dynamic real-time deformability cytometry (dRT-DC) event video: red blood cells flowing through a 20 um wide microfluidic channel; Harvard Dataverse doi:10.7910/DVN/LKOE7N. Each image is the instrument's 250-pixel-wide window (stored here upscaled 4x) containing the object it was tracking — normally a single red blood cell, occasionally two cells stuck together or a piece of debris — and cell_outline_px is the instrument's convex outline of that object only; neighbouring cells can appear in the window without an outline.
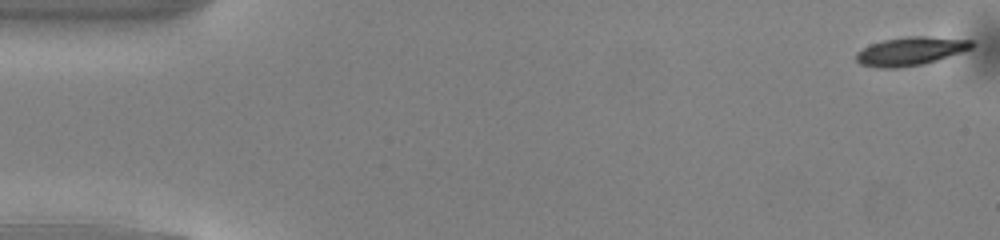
{"species": "common noctule bat (a hibernating species)", "species_latin": "Nyctalus noctula", "temperature_condition": "warm", "stored_images_in_passage": 50, "camera_frame_rate_fps": 3000, "um_per_image_px": 0.085, "animal": {"sex": "male", "body_mass_g": 13.0, "forearm_length_mm": 53.1}, "frame": {"image": 1, "passage_image": 1, "time_ms": 0.0, "image_size_px": [1000, 240], "cell_outline_px": [[976, 44], [972, 48], [936, 60], [920, 64], [896, 68], [876, 68], [860, 64], [856, 60], [856, 52], [872, 44], [884, 40], [908, 36], [928, 36], [972, 40]], "centroid_in_image_um": [77.39, 4.34], "position_along_channel_um": 7.6, "area_um2": 18.96}}
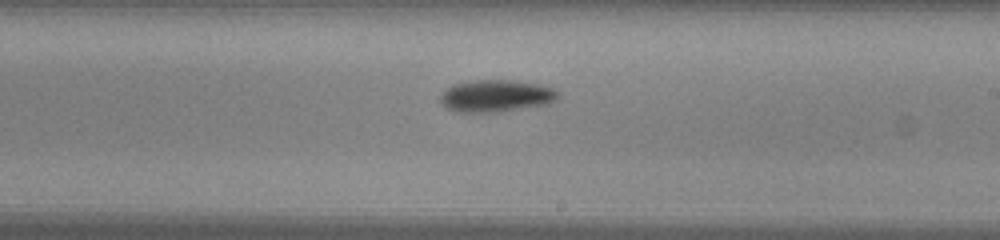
{"frame": {"image": 2, "passage_image": 29, "time_ms": 9.333, "image_size_px": [1000, 240], "cell_outline_px": [[560, 96], [556, 100], [548, 104], [496, 112], [460, 112], [448, 108], [440, 100], [440, 96], [452, 84], [472, 80], [512, 80], [540, 84], [552, 88], [560, 92]], "centroid_in_image_um": [42.21, 8.14], "position_along_channel_um": 246.8, "area_um2": 21.96}}
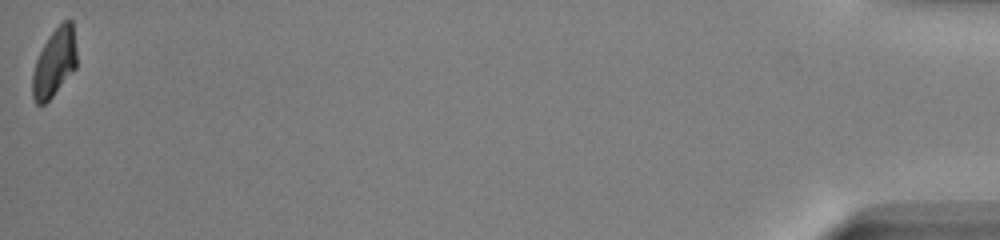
{"frame": {"image": 3, "passage_image": 50, "time_ms": 16.333, "image_size_px": [1000, 240], "cell_outline_px": [[76, 68], [52, 96], [44, 104], [36, 104], [32, 96], [32, 72], [36, 60], [48, 36], [64, 20], [72, 20], [76, 48]], "centroid_in_image_um": [4.62, 5.33], "position_along_channel_um": 430.6, "area_um2": 17.46}, "authors_computed_cell_mechanics": {"area_um2": 19.8254, "velocity_mm_per_s": 4.1038, "shape_relaxation_time_tau1_ms": 1.6423, "shape_relaxation_time_tau2_ms": null, "deformation_change_tau1": 0.1159, "deformation_change_tau2": null}}